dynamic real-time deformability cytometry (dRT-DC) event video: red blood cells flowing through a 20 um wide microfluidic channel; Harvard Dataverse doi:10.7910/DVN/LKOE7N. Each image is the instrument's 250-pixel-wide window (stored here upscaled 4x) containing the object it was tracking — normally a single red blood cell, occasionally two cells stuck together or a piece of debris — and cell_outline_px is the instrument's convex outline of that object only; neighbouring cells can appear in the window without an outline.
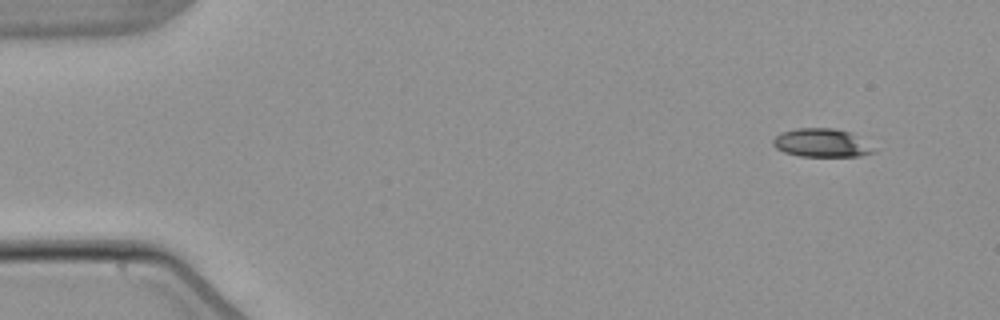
{"species": "common noctule bat (a hibernating species)", "species_latin": "Nyctalus noctula", "temperature_condition": "warm", "stored_images_in_passage": 4, "segment_of_instrument_passage": [1, 2], "camera_frame_rate_fps": 3000, "um_per_image_px": 0.085, "animal": {"sex": "male", "body_mass_g": 21.5, "forearm_length_mm": 52.0}, "frame": {"image": 1, "passage_image": 1, "time_ms": 0.0, "image_size_px": [1000, 320], "cell_outline_px": [[876, 152], [860, 156], [800, 156], [784, 152], [776, 148], [772, 144], [772, 140], [780, 132], [796, 128], [832, 128], [848, 132]], "centroid_in_image_um": [69.71, 12.15], "position_along_channel_um": 15.3, "area_um2": 16.18}}